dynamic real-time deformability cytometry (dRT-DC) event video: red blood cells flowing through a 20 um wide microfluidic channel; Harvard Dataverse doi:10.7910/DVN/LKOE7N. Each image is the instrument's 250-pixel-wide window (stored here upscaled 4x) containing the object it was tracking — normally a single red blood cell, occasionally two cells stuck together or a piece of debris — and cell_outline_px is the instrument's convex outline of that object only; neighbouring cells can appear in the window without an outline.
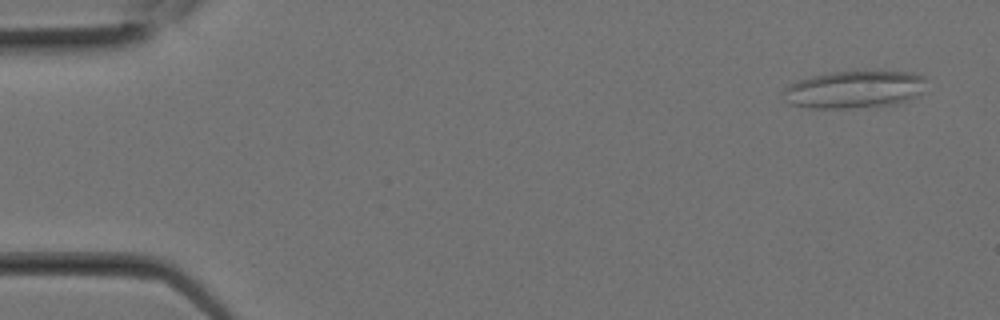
{"species": "Egyptian fruit bat (a non-hibernating species)", "species_latin": "Rousettus aegyptiacus", "temperature_condition": "room temperature", "stored_images_in_passage": 9, "camera_frame_rate_fps": 3000, "um_per_image_px": 0.085, "animal": {"sex": "female"}, "frame": {"image": 1, "passage_image": 2, "time_ms": 0.333, "image_size_px": [1000, 320], "cell_outline_px": [[924, 80], [920, 92], [916, 96], [908, 100], [896, 104], [848, 108], [812, 108], [788, 104], [784, 100], [784, 88], [800, 80], [816, 76], [836, 72], [912, 72], [924, 76]], "centroid_in_image_um": [72.6, 7.62], "position_along_channel_um": 12.4, "area_um2": 30.52}}